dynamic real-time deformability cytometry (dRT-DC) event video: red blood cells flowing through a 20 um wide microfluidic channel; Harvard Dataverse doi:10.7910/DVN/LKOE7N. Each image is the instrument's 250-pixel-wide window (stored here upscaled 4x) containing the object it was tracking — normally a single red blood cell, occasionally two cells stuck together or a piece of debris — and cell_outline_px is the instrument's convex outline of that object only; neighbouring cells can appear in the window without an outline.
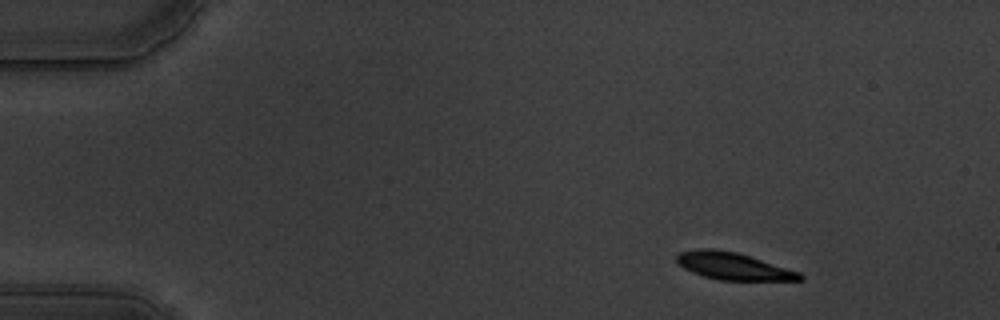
{"species": "common noctule bat (a hibernating species)", "species_latin": "Nyctalus noctula", "temperature_condition": "warm", "stored_images_in_passage": 51, "camera_frame_rate_fps": 3000, "um_per_image_px": 0.085, "animal": {"sex": "male", "body_mass_g": 19.5, "forearm_length_mm": 54.6}, "frame": {"image": 1, "passage_image": 1, "time_ms": 0.0, "image_size_px": [1000, 320], "cell_outline_px": [[804, 280], [720, 280], [704, 276], [692, 272], [684, 268], [676, 260], [676, 256], [680, 252], [700, 248], [712, 248], [736, 252], [800, 272], [804, 276]], "centroid_in_image_um": [62.32, 22.62], "position_along_channel_um": 22.7, "area_um2": 19.31}}
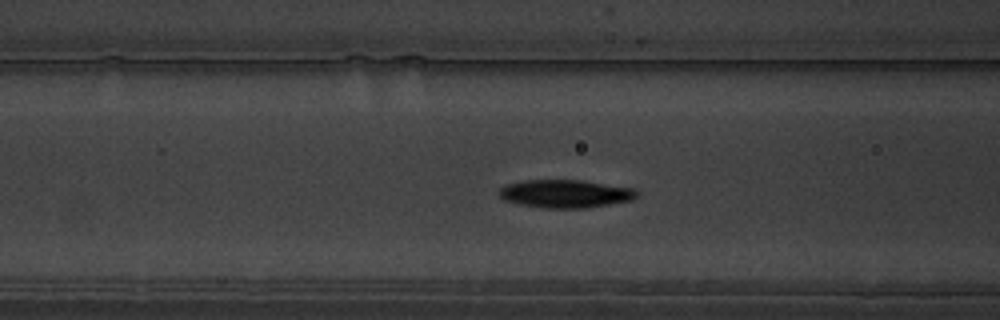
{"frame": {"image": 2, "passage_image": 17, "time_ms": 5.333, "image_size_px": [1000, 320], "cell_outline_px": [[636, 196], [632, 200], [588, 208], [540, 208], [516, 204], [504, 200], [496, 192], [500, 188], [508, 184], [524, 180], [580, 180], [636, 188]], "centroid_in_image_um": [48.02, 16.47], "position_along_channel_um": 118.6, "area_um2": 22.72}}
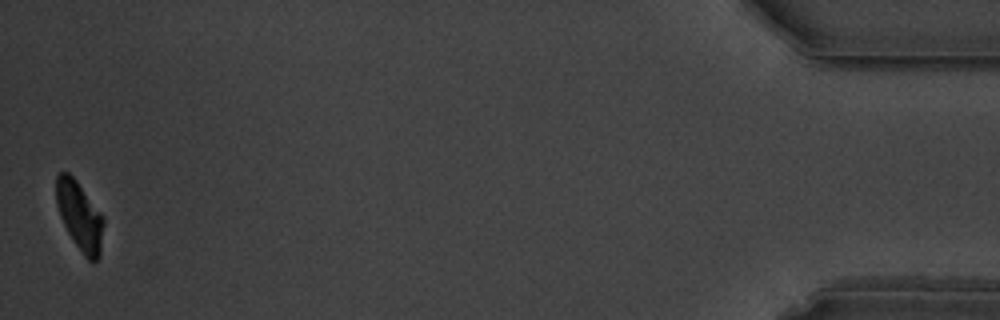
{"frame": {"image": 3, "passage_image": 51, "time_ms": 16.667, "image_size_px": [1000, 320], "cell_outline_px": [[104, 224], [100, 256], [92, 264], [84, 256], [68, 232], [60, 216], [56, 204], [56, 176], [60, 172], [68, 172], [76, 180], [104, 216]], "centroid_in_image_um": [6.79, 18.37], "position_along_channel_um": 428.4, "area_um2": 19.02}, "authors_computed_cell_mechanics": {"area_um2": 21.3282, "velocity_mm_per_s": 3.4969, "shape_relaxation_time_tau1_ms": 2.4158, "shape_relaxation_time_tau2_ms": 6.3665, "deformation_change_tau1": 0.1195, "deformation_change_tau2": 0.0891}}